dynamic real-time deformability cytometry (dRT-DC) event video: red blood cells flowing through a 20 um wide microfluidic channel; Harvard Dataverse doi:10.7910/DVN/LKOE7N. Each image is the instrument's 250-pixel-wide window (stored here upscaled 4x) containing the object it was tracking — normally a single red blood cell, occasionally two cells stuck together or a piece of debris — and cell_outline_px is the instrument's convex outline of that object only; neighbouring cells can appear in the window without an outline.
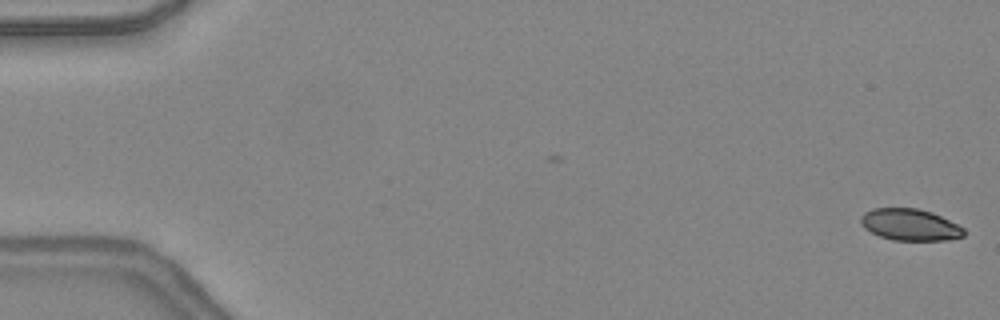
{"species": "common noctule bat (a hibernating species)", "species_latin": "Nyctalus noctula", "temperature_condition": "warm", "stored_images_in_passage": 2, "camera_frame_rate_fps": 3000, "um_per_image_px": 0.085, "animal": {"sex": "female", "body_mass_g": 24.6, "forearm_length_mm": 56.2}, "frame": {"image": 1, "passage_image": 2, "time_ms": 0.333, "image_size_px": [1000, 320], "cell_outline_px": [[964, 236], [944, 240], [892, 240], [880, 236], [864, 228], [860, 220], [860, 216], [864, 212], [872, 208], [916, 208], [932, 212], [964, 228]], "centroid_in_image_um": [77.31, 19.09], "position_along_channel_um": 7.7, "area_um2": 18.9}}